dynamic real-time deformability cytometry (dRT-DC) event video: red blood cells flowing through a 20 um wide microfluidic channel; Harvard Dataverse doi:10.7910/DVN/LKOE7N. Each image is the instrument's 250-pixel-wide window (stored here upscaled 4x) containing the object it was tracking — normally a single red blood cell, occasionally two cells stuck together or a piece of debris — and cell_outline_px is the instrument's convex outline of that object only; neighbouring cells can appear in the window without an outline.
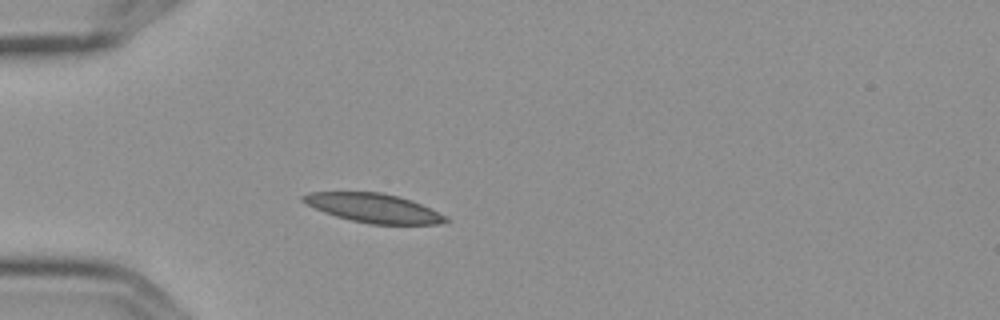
{"species": "Egyptian fruit bat (a non-hibernating species)", "species_latin": "Rousettus aegyptiacus", "temperature_condition": "cold", "stored_images_in_passage": 4, "camera_frame_rate_fps": 3000, "um_per_image_px": 0.085, "frame": {"image": 1, "passage_image": 3, "time_ms": 0.667, "image_size_px": [1000, 320], "cell_outline_px": [[452, 220], [440, 224], [368, 224], [336, 216], [324, 212], [304, 204], [300, 200], [300, 196], [308, 192], [380, 192], [412, 200], [448, 216]], "centroid_in_image_um": [31.75, 17.68], "position_along_channel_um": 53.3, "area_um2": 24.28}}